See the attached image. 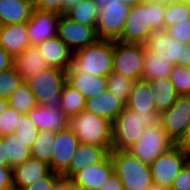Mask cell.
Instances as JSON below:
<instances>
[{
	"mask_svg": "<svg viewBox=\"0 0 190 190\" xmlns=\"http://www.w3.org/2000/svg\"><path fill=\"white\" fill-rule=\"evenodd\" d=\"M188 19H190V6L186 0L166 3L164 10L165 29Z\"/></svg>",
	"mask_w": 190,
	"mask_h": 190,
	"instance_id": "34",
	"label": "cell"
},
{
	"mask_svg": "<svg viewBox=\"0 0 190 190\" xmlns=\"http://www.w3.org/2000/svg\"><path fill=\"white\" fill-rule=\"evenodd\" d=\"M99 7L96 30L99 39L117 40L123 32L130 6L125 0H93Z\"/></svg>",
	"mask_w": 190,
	"mask_h": 190,
	"instance_id": "7",
	"label": "cell"
},
{
	"mask_svg": "<svg viewBox=\"0 0 190 190\" xmlns=\"http://www.w3.org/2000/svg\"><path fill=\"white\" fill-rule=\"evenodd\" d=\"M174 145L161 123H158L155 126L145 128L140 139L128 151L134 157L150 165L160 154Z\"/></svg>",
	"mask_w": 190,
	"mask_h": 190,
	"instance_id": "8",
	"label": "cell"
},
{
	"mask_svg": "<svg viewBox=\"0 0 190 190\" xmlns=\"http://www.w3.org/2000/svg\"><path fill=\"white\" fill-rule=\"evenodd\" d=\"M185 160H186V165L190 168V150H185Z\"/></svg>",
	"mask_w": 190,
	"mask_h": 190,
	"instance_id": "54",
	"label": "cell"
},
{
	"mask_svg": "<svg viewBox=\"0 0 190 190\" xmlns=\"http://www.w3.org/2000/svg\"><path fill=\"white\" fill-rule=\"evenodd\" d=\"M36 47L50 67L68 70L73 51L57 36L37 44Z\"/></svg>",
	"mask_w": 190,
	"mask_h": 190,
	"instance_id": "21",
	"label": "cell"
},
{
	"mask_svg": "<svg viewBox=\"0 0 190 190\" xmlns=\"http://www.w3.org/2000/svg\"><path fill=\"white\" fill-rule=\"evenodd\" d=\"M64 15L76 23L96 26L99 18V7L93 0H83L67 10Z\"/></svg>",
	"mask_w": 190,
	"mask_h": 190,
	"instance_id": "29",
	"label": "cell"
},
{
	"mask_svg": "<svg viewBox=\"0 0 190 190\" xmlns=\"http://www.w3.org/2000/svg\"><path fill=\"white\" fill-rule=\"evenodd\" d=\"M68 127L79 142L112 150V122L96 114L82 111L69 118Z\"/></svg>",
	"mask_w": 190,
	"mask_h": 190,
	"instance_id": "4",
	"label": "cell"
},
{
	"mask_svg": "<svg viewBox=\"0 0 190 190\" xmlns=\"http://www.w3.org/2000/svg\"><path fill=\"white\" fill-rule=\"evenodd\" d=\"M50 171L49 165L45 161L29 157L12 169L13 187L16 190H22L46 176Z\"/></svg>",
	"mask_w": 190,
	"mask_h": 190,
	"instance_id": "19",
	"label": "cell"
},
{
	"mask_svg": "<svg viewBox=\"0 0 190 190\" xmlns=\"http://www.w3.org/2000/svg\"><path fill=\"white\" fill-rule=\"evenodd\" d=\"M56 139V132L48 130L38 131L37 137L30 150V157L45 161L51 170L52 145Z\"/></svg>",
	"mask_w": 190,
	"mask_h": 190,
	"instance_id": "30",
	"label": "cell"
},
{
	"mask_svg": "<svg viewBox=\"0 0 190 190\" xmlns=\"http://www.w3.org/2000/svg\"><path fill=\"white\" fill-rule=\"evenodd\" d=\"M79 143L77 135L69 127L56 132L52 145L51 171L62 174L69 167Z\"/></svg>",
	"mask_w": 190,
	"mask_h": 190,
	"instance_id": "15",
	"label": "cell"
},
{
	"mask_svg": "<svg viewBox=\"0 0 190 190\" xmlns=\"http://www.w3.org/2000/svg\"><path fill=\"white\" fill-rule=\"evenodd\" d=\"M35 127L40 130L58 132L68 127L69 118L61 107L46 108L38 103L27 112Z\"/></svg>",
	"mask_w": 190,
	"mask_h": 190,
	"instance_id": "17",
	"label": "cell"
},
{
	"mask_svg": "<svg viewBox=\"0 0 190 190\" xmlns=\"http://www.w3.org/2000/svg\"><path fill=\"white\" fill-rule=\"evenodd\" d=\"M107 90L125 105L132 91L134 80L112 71L107 77Z\"/></svg>",
	"mask_w": 190,
	"mask_h": 190,
	"instance_id": "33",
	"label": "cell"
},
{
	"mask_svg": "<svg viewBox=\"0 0 190 190\" xmlns=\"http://www.w3.org/2000/svg\"><path fill=\"white\" fill-rule=\"evenodd\" d=\"M14 58L0 47V72L13 66Z\"/></svg>",
	"mask_w": 190,
	"mask_h": 190,
	"instance_id": "46",
	"label": "cell"
},
{
	"mask_svg": "<svg viewBox=\"0 0 190 190\" xmlns=\"http://www.w3.org/2000/svg\"><path fill=\"white\" fill-rule=\"evenodd\" d=\"M66 82L85 99L95 97L107 90V79L103 76L66 74Z\"/></svg>",
	"mask_w": 190,
	"mask_h": 190,
	"instance_id": "26",
	"label": "cell"
},
{
	"mask_svg": "<svg viewBox=\"0 0 190 190\" xmlns=\"http://www.w3.org/2000/svg\"><path fill=\"white\" fill-rule=\"evenodd\" d=\"M0 166L9 167V157H7V142L0 137Z\"/></svg>",
	"mask_w": 190,
	"mask_h": 190,
	"instance_id": "47",
	"label": "cell"
},
{
	"mask_svg": "<svg viewBox=\"0 0 190 190\" xmlns=\"http://www.w3.org/2000/svg\"><path fill=\"white\" fill-rule=\"evenodd\" d=\"M38 131L28 115L22 114L13 134L30 149L37 137Z\"/></svg>",
	"mask_w": 190,
	"mask_h": 190,
	"instance_id": "37",
	"label": "cell"
},
{
	"mask_svg": "<svg viewBox=\"0 0 190 190\" xmlns=\"http://www.w3.org/2000/svg\"><path fill=\"white\" fill-rule=\"evenodd\" d=\"M98 190H124V188L119 176L113 171Z\"/></svg>",
	"mask_w": 190,
	"mask_h": 190,
	"instance_id": "45",
	"label": "cell"
},
{
	"mask_svg": "<svg viewBox=\"0 0 190 190\" xmlns=\"http://www.w3.org/2000/svg\"><path fill=\"white\" fill-rule=\"evenodd\" d=\"M28 46H30V40L26 23L0 25V47L13 58Z\"/></svg>",
	"mask_w": 190,
	"mask_h": 190,
	"instance_id": "18",
	"label": "cell"
},
{
	"mask_svg": "<svg viewBox=\"0 0 190 190\" xmlns=\"http://www.w3.org/2000/svg\"><path fill=\"white\" fill-rule=\"evenodd\" d=\"M145 1H146V0H125V3H126L128 6L132 7V6H134V5L138 4V3H143V2H145Z\"/></svg>",
	"mask_w": 190,
	"mask_h": 190,
	"instance_id": "52",
	"label": "cell"
},
{
	"mask_svg": "<svg viewBox=\"0 0 190 190\" xmlns=\"http://www.w3.org/2000/svg\"><path fill=\"white\" fill-rule=\"evenodd\" d=\"M143 53L144 66L142 72V80L148 81L153 79H164L169 77L173 68V64L157 56L145 45H143Z\"/></svg>",
	"mask_w": 190,
	"mask_h": 190,
	"instance_id": "28",
	"label": "cell"
},
{
	"mask_svg": "<svg viewBox=\"0 0 190 190\" xmlns=\"http://www.w3.org/2000/svg\"><path fill=\"white\" fill-rule=\"evenodd\" d=\"M153 97L155 110L161 114L168 110L179 96L169 78L146 81Z\"/></svg>",
	"mask_w": 190,
	"mask_h": 190,
	"instance_id": "25",
	"label": "cell"
},
{
	"mask_svg": "<svg viewBox=\"0 0 190 190\" xmlns=\"http://www.w3.org/2000/svg\"><path fill=\"white\" fill-rule=\"evenodd\" d=\"M8 99L0 98V115L8 106Z\"/></svg>",
	"mask_w": 190,
	"mask_h": 190,
	"instance_id": "51",
	"label": "cell"
},
{
	"mask_svg": "<svg viewBox=\"0 0 190 190\" xmlns=\"http://www.w3.org/2000/svg\"><path fill=\"white\" fill-rule=\"evenodd\" d=\"M62 177L60 173L50 171L46 176L22 190H54L56 182Z\"/></svg>",
	"mask_w": 190,
	"mask_h": 190,
	"instance_id": "41",
	"label": "cell"
},
{
	"mask_svg": "<svg viewBox=\"0 0 190 190\" xmlns=\"http://www.w3.org/2000/svg\"><path fill=\"white\" fill-rule=\"evenodd\" d=\"M54 190H77L70 178L61 177L55 184Z\"/></svg>",
	"mask_w": 190,
	"mask_h": 190,
	"instance_id": "48",
	"label": "cell"
},
{
	"mask_svg": "<svg viewBox=\"0 0 190 190\" xmlns=\"http://www.w3.org/2000/svg\"><path fill=\"white\" fill-rule=\"evenodd\" d=\"M113 40L99 39L96 43L73 52L66 74L107 77L112 72Z\"/></svg>",
	"mask_w": 190,
	"mask_h": 190,
	"instance_id": "2",
	"label": "cell"
},
{
	"mask_svg": "<svg viewBox=\"0 0 190 190\" xmlns=\"http://www.w3.org/2000/svg\"><path fill=\"white\" fill-rule=\"evenodd\" d=\"M108 155L109 152L105 148L79 143L69 167L61 175L62 177L71 178L77 171L103 161Z\"/></svg>",
	"mask_w": 190,
	"mask_h": 190,
	"instance_id": "20",
	"label": "cell"
},
{
	"mask_svg": "<svg viewBox=\"0 0 190 190\" xmlns=\"http://www.w3.org/2000/svg\"><path fill=\"white\" fill-rule=\"evenodd\" d=\"M7 142V157L12 169L30 157V150L14 134L3 137Z\"/></svg>",
	"mask_w": 190,
	"mask_h": 190,
	"instance_id": "35",
	"label": "cell"
},
{
	"mask_svg": "<svg viewBox=\"0 0 190 190\" xmlns=\"http://www.w3.org/2000/svg\"><path fill=\"white\" fill-rule=\"evenodd\" d=\"M129 110L135 113H146L156 111L153 103V97L145 80H135L132 91L125 105Z\"/></svg>",
	"mask_w": 190,
	"mask_h": 190,
	"instance_id": "27",
	"label": "cell"
},
{
	"mask_svg": "<svg viewBox=\"0 0 190 190\" xmlns=\"http://www.w3.org/2000/svg\"><path fill=\"white\" fill-rule=\"evenodd\" d=\"M57 37L73 52L99 40L96 26L76 23L64 14L59 17Z\"/></svg>",
	"mask_w": 190,
	"mask_h": 190,
	"instance_id": "12",
	"label": "cell"
},
{
	"mask_svg": "<svg viewBox=\"0 0 190 190\" xmlns=\"http://www.w3.org/2000/svg\"><path fill=\"white\" fill-rule=\"evenodd\" d=\"M146 190H169V189L164 188L161 185L152 183V185L150 187H148Z\"/></svg>",
	"mask_w": 190,
	"mask_h": 190,
	"instance_id": "53",
	"label": "cell"
},
{
	"mask_svg": "<svg viewBox=\"0 0 190 190\" xmlns=\"http://www.w3.org/2000/svg\"><path fill=\"white\" fill-rule=\"evenodd\" d=\"M160 123L167 136L176 144L190 123V95L178 96L175 103L160 114Z\"/></svg>",
	"mask_w": 190,
	"mask_h": 190,
	"instance_id": "13",
	"label": "cell"
},
{
	"mask_svg": "<svg viewBox=\"0 0 190 190\" xmlns=\"http://www.w3.org/2000/svg\"><path fill=\"white\" fill-rule=\"evenodd\" d=\"M143 44L113 40L112 71L135 80H142Z\"/></svg>",
	"mask_w": 190,
	"mask_h": 190,
	"instance_id": "9",
	"label": "cell"
},
{
	"mask_svg": "<svg viewBox=\"0 0 190 190\" xmlns=\"http://www.w3.org/2000/svg\"><path fill=\"white\" fill-rule=\"evenodd\" d=\"M25 82L42 106L60 107L61 92L66 83L65 70L50 67L29 77Z\"/></svg>",
	"mask_w": 190,
	"mask_h": 190,
	"instance_id": "6",
	"label": "cell"
},
{
	"mask_svg": "<svg viewBox=\"0 0 190 190\" xmlns=\"http://www.w3.org/2000/svg\"><path fill=\"white\" fill-rule=\"evenodd\" d=\"M21 115V113L17 112L11 106H7L0 115V137H5L14 133Z\"/></svg>",
	"mask_w": 190,
	"mask_h": 190,
	"instance_id": "39",
	"label": "cell"
},
{
	"mask_svg": "<svg viewBox=\"0 0 190 190\" xmlns=\"http://www.w3.org/2000/svg\"><path fill=\"white\" fill-rule=\"evenodd\" d=\"M166 32L180 44L190 43V19L167 27Z\"/></svg>",
	"mask_w": 190,
	"mask_h": 190,
	"instance_id": "40",
	"label": "cell"
},
{
	"mask_svg": "<svg viewBox=\"0 0 190 190\" xmlns=\"http://www.w3.org/2000/svg\"><path fill=\"white\" fill-rule=\"evenodd\" d=\"M185 164V153L175 144L150 164L153 183L170 190L173 179Z\"/></svg>",
	"mask_w": 190,
	"mask_h": 190,
	"instance_id": "11",
	"label": "cell"
},
{
	"mask_svg": "<svg viewBox=\"0 0 190 190\" xmlns=\"http://www.w3.org/2000/svg\"><path fill=\"white\" fill-rule=\"evenodd\" d=\"M113 171V161L108 155L103 161L77 171L70 179L77 190H98Z\"/></svg>",
	"mask_w": 190,
	"mask_h": 190,
	"instance_id": "16",
	"label": "cell"
},
{
	"mask_svg": "<svg viewBox=\"0 0 190 190\" xmlns=\"http://www.w3.org/2000/svg\"><path fill=\"white\" fill-rule=\"evenodd\" d=\"M83 0H66V11L79 4Z\"/></svg>",
	"mask_w": 190,
	"mask_h": 190,
	"instance_id": "50",
	"label": "cell"
},
{
	"mask_svg": "<svg viewBox=\"0 0 190 190\" xmlns=\"http://www.w3.org/2000/svg\"><path fill=\"white\" fill-rule=\"evenodd\" d=\"M165 7L166 3L158 0H146L132 6L122 35L117 40L123 43L145 45L153 32L165 30Z\"/></svg>",
	"mask_w": 190,
	"mask_h": 190,
	"instance_id": "1",
	"label": "cell"
},
{
	"mask_svg": "<svg viewBox=\"0 0 190 190\" xmlns=\"http://www.w3.org/2000/svg\"><path fill=\"white\" fill-rule=\"evenodd\" d=\"M6 190H16L14 187H11L9 189H6Z\"/></svg>",
	"mask_w": 190,
	"mask_h": 190,
	"instance_id": "56",
	"label": "cell"
},
{
	"mask_svg": "<svg viewBox=\"0 0 190 190\" xmlns=\"http://www.w3.org/2000/svg\"><path fill=\"white\" fill-rule=\"evenodd\" d=\"M33 7L62 15L66 12V0H34Z\"/></svg>",
	"mask_w": 190,
	"mask_h": 190,
	"instance_id": "42",
	"label": "cell"
},
{
	"mask_svg": "<svg viewBox=\"0 0 190 190\" xmlns=\"http://www.w3.org/2000/svg\"><path fill=\"white\" fill-rule=\"evenodd\" d=\"M160 123L157 111L135 113L125 107L112 121V149L128 150L140 139L143 130Z\"/></svg>",
	"mask_w": 190,
	"mask_h": 190,
	"instance_id": "3",
	"label": "cell"
},
{
	"mask_svg": "<svg viewBox=\"0 0 190 190\" xmlns=\"http://www.w3.org/2000/svg\"><path fill=\"white\" fill-rule=\"evenodd\" d=\"M125 108V104L108 90L95 97L86 99L85 111L113 121Z\"/></svg>",
	"mask_w": 190,
	"mask_h": 190,
	"instance_id": "23",
	"label": "cell"
},
{
	"mask_svg": "<svg viewBox=\"0 0 190 190\" xmlns=\"http://www.w3.org/2000/svg\"><path fill=\"white\" fill-rule=\"evenodd\" d=\"M24 80L14 66L0 72V98L8 99Z\"/></svg>",
	"mask_w": 190,
	"mask_h": 190,
	"instance_id": "38",
	"label": "cell"
},
{
	"mask_svg": "<svg viewBox=\"0 0 190 190\" xmlns=\"http://www.w3.org/2000/svg\"><path fill=\"white\" fill-rule=\"evenodd\" d=\"M168 78L179 96L190 95V66L173 65Z\"/></svg>",
	"mask_w": 190,
	"mask_h": 190,
	"instance_id": "36",
	"label": "cell"
},
{
	"mask_svg": "<svg viewBox=\"0 0 190 190\" xmlns=\"http://www.w3.org/2000/svg\"><path fill=\"white\" fill-rule=\"evenodd\" d=\"M85 102L84 96L66 82L60 98V107L66 116L70 118L85 111Z\"/></svg>",
	"mask_w": 190,
	"mask_h": 190,
	"instance_id": "31",
	"label": "cell"
},
{
	"mask_svg": "<svg viewBox=\"0 0 190 190\" xmlns=\"http://www.w3.org/2000/svg\"><path fill=\"white\" fill-rule=\"evenodd\" d=\"M33 9L30 0H0V25L27 23Z\"/></svg>",
	"mask_w": 190,
	"mask_h": 190,
	"instance_id": "24",
	"label": "cell"
},
{
	"mask_svg": "<svg viewBox=\"0 0 190 190\" xmlns=\"http://www.w3.org/2000/svg\"><path fill=\"white\" fill-rule=\"evenodd\" d=\"M160 2H164V3H171V2H174V1H178V0H158Z\"/></svg>",
	"mask_w": 190,
	"mask_h": 190,
	"instance_id": "55",
	"label": "cell"
},
{
	"mask_svg": "<svg viewBox=\"0 0 190 190\" xmlns=\"http://www.w3.org/2000/svg\"><path fill=\"white\" fill-rule=\"evenodd\" d=\"M145 46L173 65L190 66V43L180 44L166 30L153 32Z\"/></svg>",
	"mask_w": 190,
	"mask_h": 190,
	"instance_id": "10",
	"label": "cell"
},
{
	"mask_svg": "<svg viewBox=\"0 0 190 190\" xmlns=\"http://www.w3.org/2000/svg\"><path fill=\"white\" fill-rule=\"evenodd\" d=\"M60 14L52 11L33 9L26 23L30 45L37 44L57 36Z\"/></svg>",
	"mask_w": 190,
	"mask_h": 190,
	"instance_id": "14",
	"label": "cell"
},
{
	"mask_svg": "<svg viewBox=\"0 0 190 190\" xmlns=\"http://www.w3.org/2000/svg\"><path fill=\"white\" fill-rule=\"evenodd\" d=\"M176 145L180 147L183 151L190 150V123L188 124L184 135L180 138Z\"/></svg>",
	"mask_w": 190,
	"mask_h": 190,
	"instance_id": "49",
	"label": "cell"
},
{
	"mask_svg": "<svg viewBox=\"0 0 190 190\" xmlns=\"http://www.w3.org/2000/svg\"><path fill=\"white\" fill-rule=\"evenodd\" d=\"M13 66L24 81L50 68L37 47L33 45L28 46L22 53L14 57Z\"/></svg>",
	"mask_w": 190,
	"mask_h": 190,
	"instance_id": "22",
	"label": "cell"
},
{
	"mask_svg": "<svg viewBox=\"0 0 190 190\" xmlns=\"http://www.w3.org/2000/svg\"><path fill=\"white\" fill-rule=\"evenodd\" d=\"M170 190H190V168L188 165L185 164L173 179Z\"/></svg>",
	"mask_w": 190,
	"mask_h": 190,
	"instance_id": "43",
	"label": "cell"
},
{
	"mask_svg": "<svg viewBox=\"0 0 190 190\" xmlns=\"http://www.w3.org/2000/svg\"><path fill=\"white\" fill-rule=\"evenodd\" d=\"M8 104L17 112L27 114L30 109L35 108L38 102L28 84L23 81L8 98Z\"/></svg>",
	"mask_w": 190,
	"mask_h": 190,
	"instance_id": "32",
	"label": "cell"
},
{
	"mask_svg": "<svg viewBox=\"0 0 190 190\" xmlns=\"http://www.w3.org/2000/svg\"><path fill=\"white\" fill-rule=\"evenodd\" d=\"M13 187L12 168L0 166V190Z\"/></svg>",
	"mask_w": 190,
	"mask_h": 190,
	"instance_id": "44",
	"label": "cell"
},
{
	"mask_svg": "<svg viewBox=\"0 0 190 190\" xmlns=\"http://www.w3.org/2000/svg\"><path fill=\"white\" fill-rule=\"evenodd\" d=\"M109 155L114 172L125 190H146L153 183L150 165L134 157L128 150L112 149Z\"/></svg>",
	"mask_w": 190,
	"mask_h": 190,
	"instance_id": "5",
	"label": "cell"
}]
</instances>
